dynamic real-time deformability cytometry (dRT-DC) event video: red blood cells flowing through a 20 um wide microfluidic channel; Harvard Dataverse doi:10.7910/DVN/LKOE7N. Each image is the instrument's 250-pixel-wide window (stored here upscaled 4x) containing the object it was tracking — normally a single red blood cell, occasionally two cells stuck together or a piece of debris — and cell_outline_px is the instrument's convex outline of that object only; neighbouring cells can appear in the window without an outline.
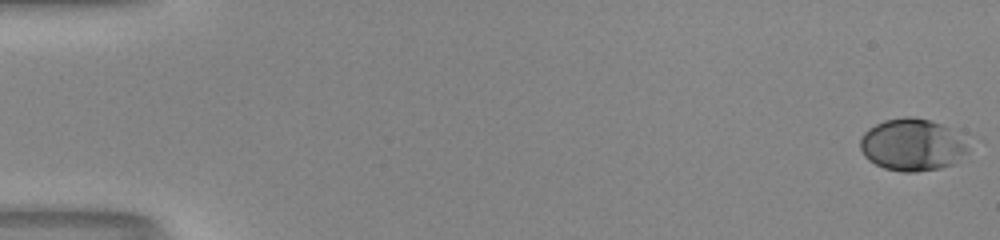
{"species": "human", "species_latin": "Homo sapiens", "temperature_condition": "room temperature", "stored_images_in_passage": 52, "camera_frame_rate_fps": 3000, "um_per_image_px": 0.085, "donor": {"sex": "male"}, "frame": {"image": 1, "passage_image": 1, "time_ms": 0.0, "image_size_px": [1000, 240], "cell_outline_px": [[968, 152], [952, 164], [940, 168], [916, 172], [904, 172], [884, 168], [868, 160], [864, 156], [860, 148], [860, 136], [868, 128], [884, 120], [904, 116], [912, 116], [944, 124], [968, 148]], "centroid_in_image_um": [77.46, 12.31], "position_along_channel_um": 7.5, "area_um2": 32.48}}
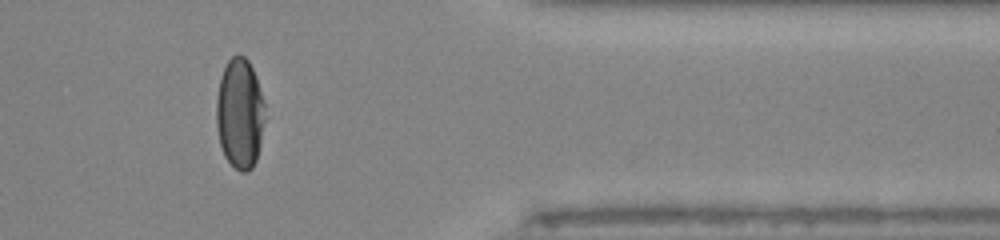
{"frame": {"image": 2, "passage_image": 44, "time_ms": 14.333, "image_size_px": [1000, 240], "cell_outline_px": [[268, 116], [256, 160], [252, 168], [248, 172], [240, 172], [224, 156], [220, 144], [216, 124], [216, 100], [220, 76], [228, 60], [232, 56], [240, 52], [248, 60], [256, 76]], "centroid_in_image_um": [20.41, 9.64], "position_along_channel_um": 391.0, "area_um2": 31.96}}
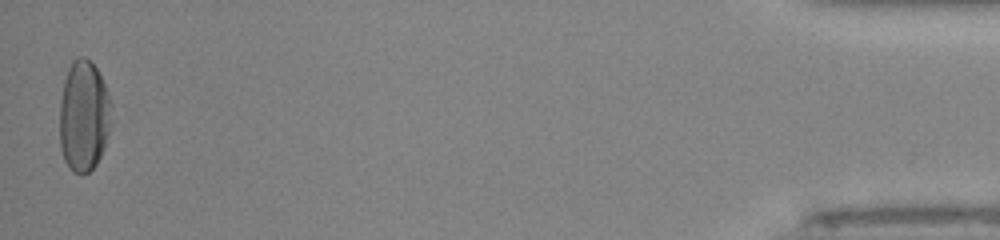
{"frame": {"image": 3, "passage_image": 52, "time_ms": 17.0, "image_size_px": [1000, 240], "cell_outline_px": [[112, 124], [104, 148], [96, 164], [88, 172], [80, 176], [72, 172], [68, 168], [64, 160], [60, 148], [60, 100], [64, 80], [68, 68], [72, 60], [76, 56], [84, 56], [96, 68], [104, 84], [112, 104]], "centroid_in_image_um": [7.12, 9.89], "position_along_channel_um": 428.1, "area_um2": 34.1}, "authors_computed_cell_mechanics": {"area_um2": 32.8304, "velocity_mm_per_s": 4.1184, "shape_relaxation_time_tau1_ms": 3.8943, "shape_relaxation_time_tau2_ms": null, "deformation_change_tau1": 0.1921, "deformation_change_tau2": null}}